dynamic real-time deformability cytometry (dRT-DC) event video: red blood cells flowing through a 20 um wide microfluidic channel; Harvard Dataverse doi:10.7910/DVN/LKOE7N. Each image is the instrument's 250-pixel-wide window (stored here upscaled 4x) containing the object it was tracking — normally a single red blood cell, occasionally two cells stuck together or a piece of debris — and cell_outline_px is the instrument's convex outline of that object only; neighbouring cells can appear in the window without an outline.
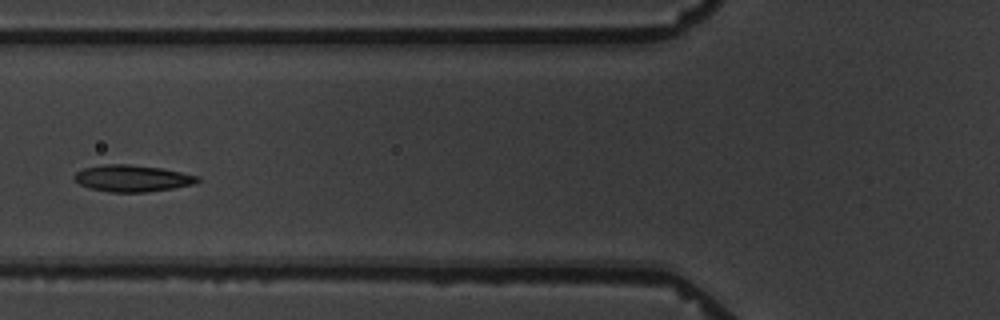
{"species": "common noctule bat (a hibernating species)", "species_latin": "Nyctalus noctula", "temperature_condition": "warm", "stored_images_in_passage": 7, "camera_frame_rate_fps": 3000, "um_per_image_px": 0.085, "animal": {"sex": "male", "body_mass_g": 19.5, "forearm_length_mm": 54.6}, "frame": {"image": 1, "passage_image": 5, "time_ms": 5.0, "image_size_px": [1000, 320], "cell_outline_px": [[200, 180], [196, 184], [148, 192], [108, 192], [88, 188], [80, 184], [72, 176], [76, 172], [84, 168], [104, 164], [128, 164], [160, 168], [200, 176]], "centroid_in_image_um": [11.24, 15.16], "position_along_channel_um": 114.6, "area_um2": 19.19}}
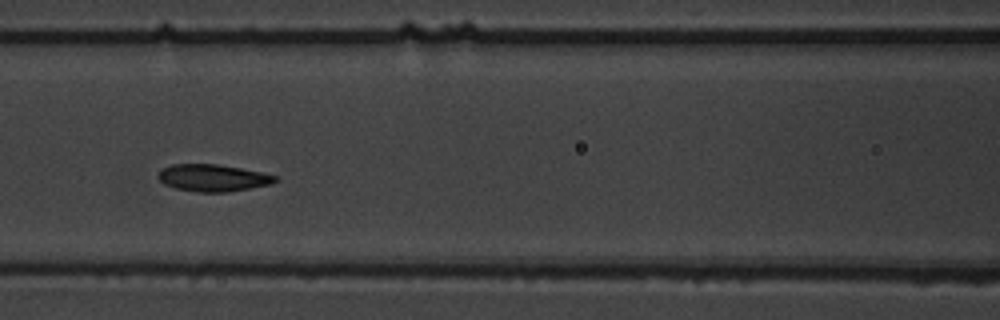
{"frame": {"image": 2, "passage_image": 6, "time_ms": 6.0, "image_size_px": [1000, 320], "cell_outline_px": [[276, 180], [272, 184], [228, 192], [196, 192], [176, 188], [164, 184], [156, 176], [160, 168], [172, 164], [216, 164], [240, 168], [260, 172], [276, 176]], "centroid_in_image_um": [18.03, 15.12], "position_along_channel_um": 148.6, "area_um2": 18.44}}
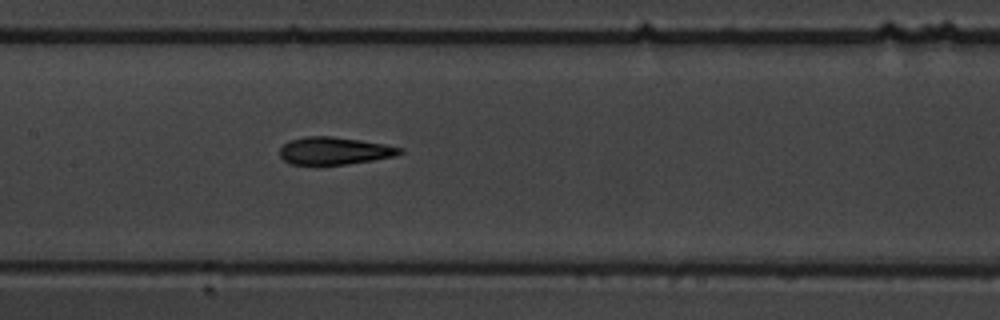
{"frame": {"image": 3, "passage_image": 7, "time_ms": 10.333, "image_size_px": [1000, 320], "cell_outline_px": [[404, 152], [396, 156], [372, 160], [344, 164], [288, 164], [280, 156], [280, 148], [288, 140], [304, 136], [332, 136], [388, 144], [404, 148]], "centroid_in_image_um": [28.45, 12.8], "position_along_channel_um": 179.0, "area_um2": 19.36}}